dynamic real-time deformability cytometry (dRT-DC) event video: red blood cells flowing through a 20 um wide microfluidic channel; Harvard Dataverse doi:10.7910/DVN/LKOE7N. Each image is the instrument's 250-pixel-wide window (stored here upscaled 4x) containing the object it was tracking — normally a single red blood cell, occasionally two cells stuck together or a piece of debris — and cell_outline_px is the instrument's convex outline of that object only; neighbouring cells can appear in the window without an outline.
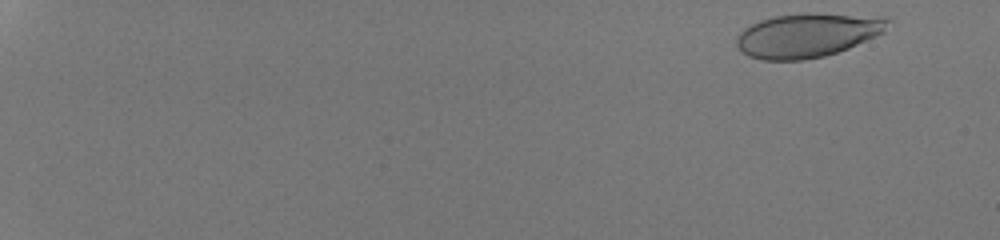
{"species": "human", "species_latin": "Homo sapiens", "temperature_condition": "room temperature", "stored_images_in_passage": 51, "camera_frame_rate_fps": 3000, "um_per_image_px": 0.085, "donor": {"sex": "male"}, "frame": {"image": 1, "passage_image": 2, "time_ms": 0.333, "image_size_px": [1000, 240], "cell_outline_px": [[892, 16], [884, 32], [876, 36], [848, 48], [824, 56], [804, 60], [764, 60], [748, 56], [736, 44], [736, 36], [744, 28], [760, 20], [772, 16]], "centroid_in_image_um": [68.61, 3.04], "position_along_channel_um": 16.4, "area_um2": 37.57}}
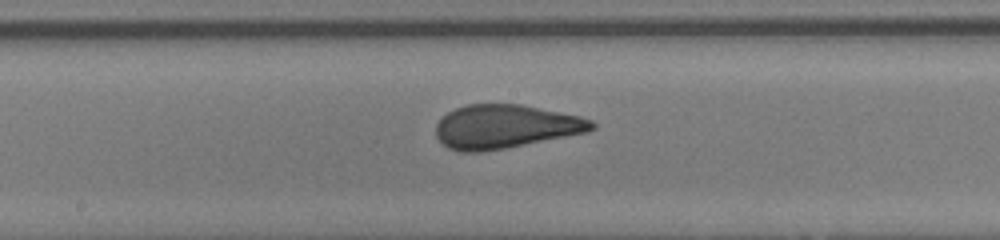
{"frame": {"image": 2, "passage_image": 31, "time_ms": 10.0, "image_size_px": [1000, 240], "cell_outline_px": [[596, 128], [588, 132], [508, 148], [480, 152], [460, 152], [448, 148], [436, 136], [436, 124], [448, 112], [456, 108], [468, 104], [520, 104], [580, 116], [592, 120], [596, 124]], "centroid_in_image_um": [42.97, 10.77], "position_along_channel_um": 205.2, "area_um2": 39.77}}
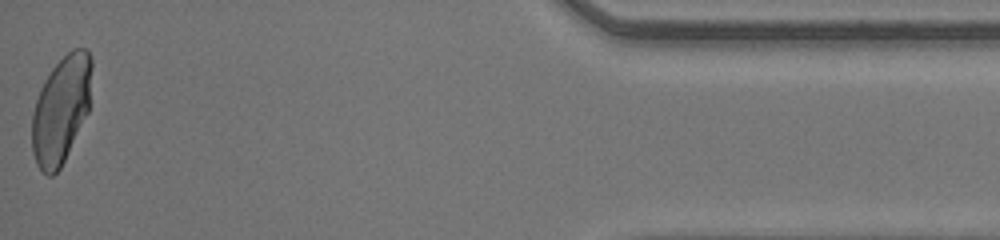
{"frame": {"image": 3, "passage_image": 51, "time_ms": 16.667, "image_size_px": [1000, 240], "cell_outline_px": [[92, 68], [88, 112], [60, 168], [52, 176], [48, 176], [36, 164], [32, 152], [32, 112], [40, 88], [44, 80], [52, 68], [72, 48], [88, 48], [92, 56]], "centroid_in_image_um": [5.19, 9.28], "position_along_channel_um": 430.0, "area_um2": 37.34}}